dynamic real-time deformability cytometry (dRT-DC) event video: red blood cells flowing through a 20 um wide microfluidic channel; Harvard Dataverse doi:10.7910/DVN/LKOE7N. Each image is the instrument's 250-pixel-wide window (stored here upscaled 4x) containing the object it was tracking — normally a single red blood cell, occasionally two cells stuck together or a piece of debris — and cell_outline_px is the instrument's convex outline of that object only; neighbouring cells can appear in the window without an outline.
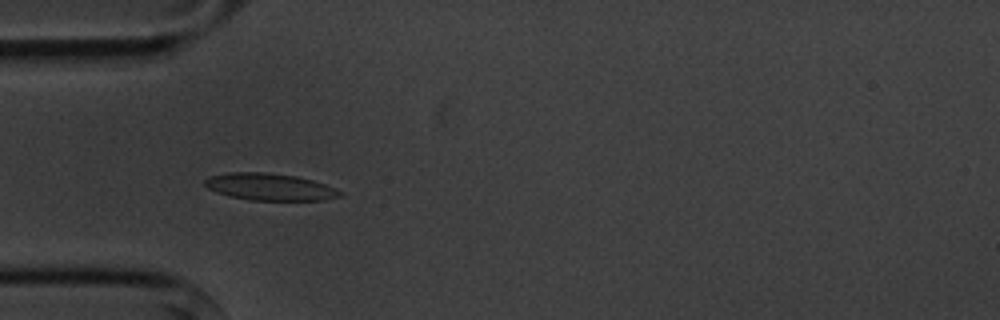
{"species": "common noctule bat (a hibernating species)", "species_latin": "Nyctalus noctula", "temperature_condition": "cold", "stored_images_in_passage": 4, "camera_frame_rate_fps": 3000, "um_per_image_px": 0.085, "animal": {"sex": "male", "body_mass_g": 20.1, "forearm_length_mm": 53.5}, "frame": {"image": 1, "passage_image": 3, "time_ms": 3.333, "image_size_px": [1000, 320], "cell_outline_px": [[344, 192], [340, 196], [324, 200], [248, 200], [228, 196], [216, 192], [208, 188], [204, 184], [204, 180], [212, 176], [228, 172], [268, 172], [296, 176], [312, 180], [336, 188]], "centroid_in_image_um": [22.93, 15.88], "position_along_channel_um": 62.1, "area_um2": 21.33}}
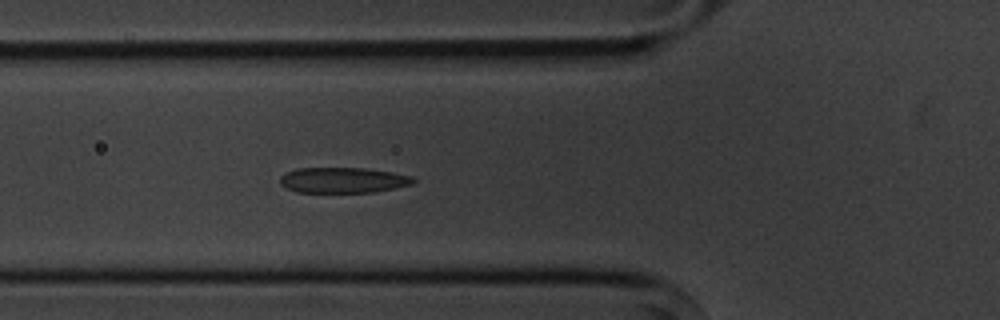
{"frame": {"image": 2, "passage_image": 4, "time_ms": 4.333, "image_size_px": [1000, 320], "cell_outline_px": [[416, 180], [412, 184], [396, 188], [372, 192], [296, 192], [280, 184], [280, 176], [296, 168], [364, 168], [392, 172], [416, 176]], "centroid_in_image_um": [29.2, 15.31], "position_along_channel_um": 96.6, "area_um2": 19.88}}